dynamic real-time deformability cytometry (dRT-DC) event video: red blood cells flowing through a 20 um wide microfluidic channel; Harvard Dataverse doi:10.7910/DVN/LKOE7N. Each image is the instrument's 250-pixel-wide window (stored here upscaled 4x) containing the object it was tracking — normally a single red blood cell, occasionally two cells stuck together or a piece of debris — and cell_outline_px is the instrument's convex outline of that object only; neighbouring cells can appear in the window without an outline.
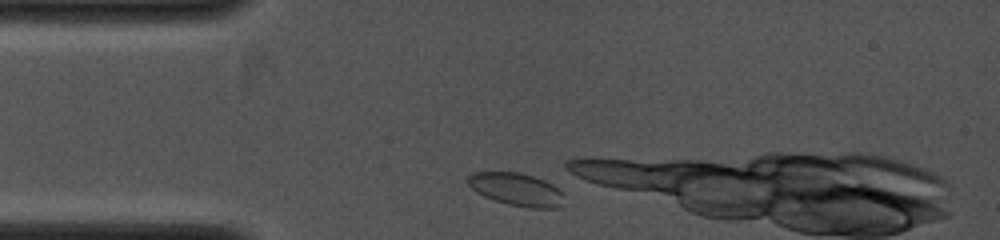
{"species": "common noctule bat (a hibernating species)", "species_latin": "Nyctalus noctula", "temperature_condition": "cold", "stored_images_in_passage": 7, "camera_frame_rate_fps": 4000, "um_per_image_px": 0.085, "animal": {"sex": "female", "body_mass_g": 19.0, "forearm_length_mm": 53.3}, "frame": {"image": 1, "passage_image": 2, "time_ms": 0.25, "image_size_px": [1000, 240], "cell_outline_px": [[564, 196], [556, 208], [528, 208], [508, 204], [484, 196], [476, 192], [468, 184], [468, 176], [472, 172], [520, 172], [544, 180], [552, 184]], "centroid_in_image_um": [43.86, 16.08], "position_along_channel_um": 41.1, "area_um2": 18.09}}
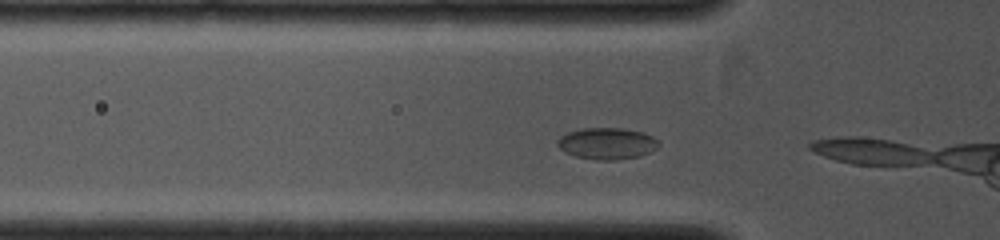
{"frame": {"image": 2, "passage_image": 6, "time_ms": 1.25, "image_size_px": [1000, 240], "cell_outline_px": [[660, 144], [656, 148], [640, 156], [616, 160], [596, 160], [576, 156], [564, 152], [556, 144], [556, 140], [560, 136], [568, 132], [584, 128], [624, 128], [644, 132], [660, 140]], "centroid_in_image_um": [51.6, 12.19], "position_along_channel_um": 74.2, "area_um2": 18.79}}